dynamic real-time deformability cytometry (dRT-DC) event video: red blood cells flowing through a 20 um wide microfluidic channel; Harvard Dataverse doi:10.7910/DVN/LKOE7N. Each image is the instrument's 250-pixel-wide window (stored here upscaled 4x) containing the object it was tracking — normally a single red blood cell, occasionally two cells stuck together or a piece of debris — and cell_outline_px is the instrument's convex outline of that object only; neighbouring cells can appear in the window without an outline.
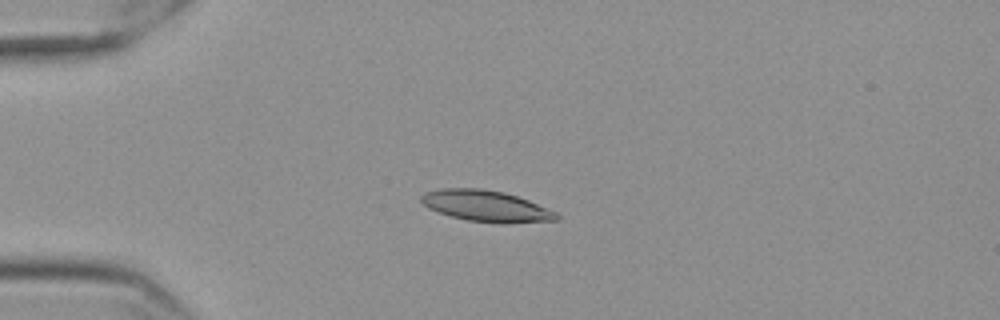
{"species": "Egyptian fruit bat (a non-hibernating species)", "species_latin": "Rousettus aegyptiacus", "temperature_condition": "cold", "stored_images_in_passage": 44, "camera_frame_rate_fps": 3000, "um_per_image_px": 0.085, "frame": {"image": 1, "passage_image": 1, "time_ms": 0.0, "image_size_px": [1000, 320], "cell_outline_px": [[560, 220], [508, 224], [504, 224], [468, 220], [452, 216], [428, 208], [420, 200], [420, 196], [424, 192], [440, 188], [484, 188], [504, 192], [528, 200], [556, 212], [560, 216]], "centroid_in_image_um": [41.34, 17.51], "position_along_channel_um": 43.7, "area_um2": 24.74}}
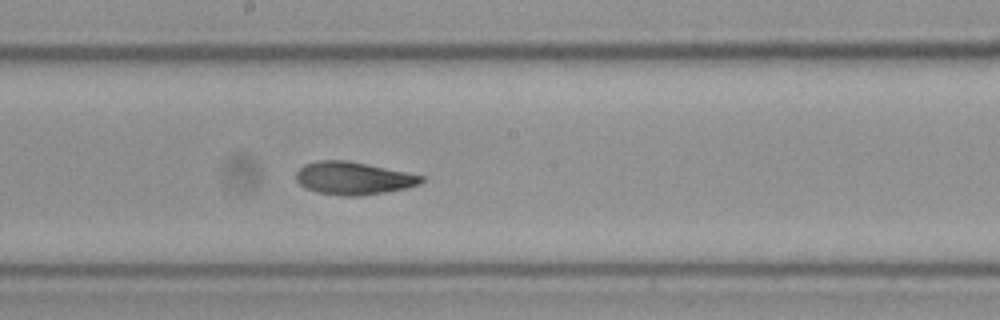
{"frame": {"image": 2, "passage_image": 18, "time_ms": 5.667, "image_size_px": [1000, 320], "cell_outline_px": [[424, 180], [420, 184], [408, 188], [360, 196], [344, 196], [316, 192], [300, 184], [296, 180], [296, 172], [304, 164], [320, 160], [344, 160], [368, 164], [424, 176]], "centroid_in_image_um": [30.04, 15.15], "position_along_channel_um": 218.2, "area_um2": 23.81}}
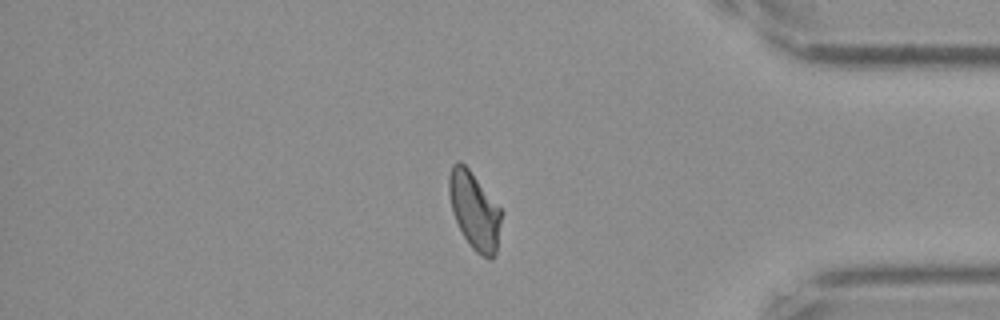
{"frame": {"image": 3, "passage_image": 35, "time_ms": 11.333, "image_size_px": [1000, 320], "cell_outline_px": [[504, 212], [496, 252], [492, 260], [488, 260], [480, 256], [472, 248], [464, 236], [452, 212], [448, 192], [448, 176], [452, 164], [456, 160], [460, 160], [468, 168]], "centroid_in_image_um": [40.34, 17.91], "position_along_channel_um": 394.9, "area_um2": 23.93}, "authors_computed_cell_mechanics": {"area_um2": 23.8136, "velocity_mm_per_s": 3.5443, "shape_relaxation_time_tau1_ms": 7.3935, "shape_relaxation_time_tau2_ms": 2.2436, "deformation_change_tau1": 0.1759, "deformation_change_tau2": 0.0869}}